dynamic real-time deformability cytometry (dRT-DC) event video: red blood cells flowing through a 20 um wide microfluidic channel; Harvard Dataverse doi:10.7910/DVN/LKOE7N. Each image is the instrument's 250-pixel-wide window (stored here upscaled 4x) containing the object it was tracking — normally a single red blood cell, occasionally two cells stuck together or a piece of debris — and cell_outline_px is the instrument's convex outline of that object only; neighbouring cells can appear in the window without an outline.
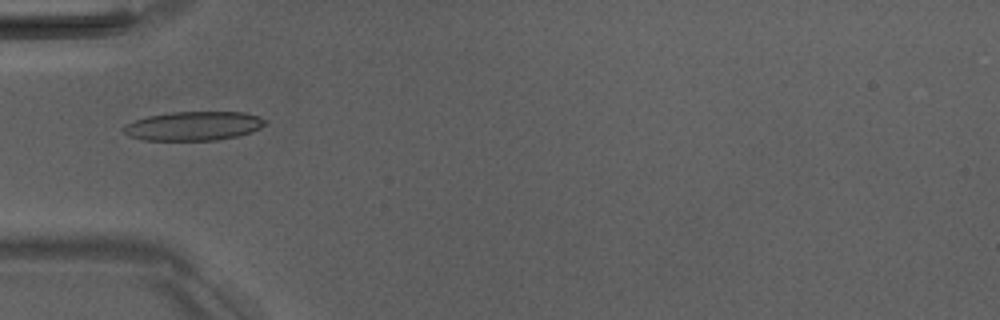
{"species": "Egyptian fruit bat (a non-hibernating species)", "species_latin": "Rousettus aegyptiacus", "temperature_condition": "room temperature", "stored_images_in_passage": 3, "camera_frame_rate_fps": 3000, "um_per_image_px": 0.085, "animal": {"sex": "male"}, "frame": {"image": 1, "passage_image": 2, "time_ms": 1.333, "image_size_px": [1000, 320], "cell_outline_px": [[268, 124], [252, 132], [236, 136], [216, 140], [144, 140], [128, 136], [120, 128], [124, 124], [148, 116], [172, 112], [244, 112], [268, 120]], "centroid_in_image_um": [16.45, 10.71], "position_along_channel_um": 68.6, "area_um2": 24.04}}